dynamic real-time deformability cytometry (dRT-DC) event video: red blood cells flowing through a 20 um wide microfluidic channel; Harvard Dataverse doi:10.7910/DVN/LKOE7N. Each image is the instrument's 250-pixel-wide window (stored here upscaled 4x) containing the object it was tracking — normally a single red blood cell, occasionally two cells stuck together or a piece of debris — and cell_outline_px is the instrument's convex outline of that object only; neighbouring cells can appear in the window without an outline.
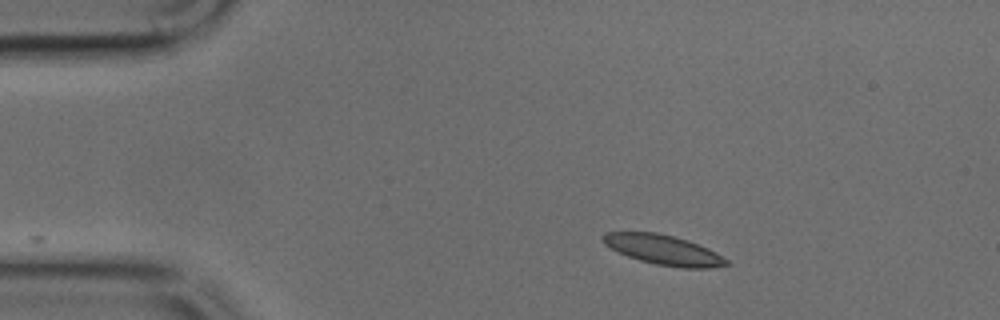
{"species": "common noctule bat (a hibernating species)", "species_latin": "Nyctalus noctula", "temperature_condition": "cold", "stored_images_in_passage": 23, "camera_frame_rate_fps": 3000, "um_per_image_px": 0.085, "animal": {"sex": "male", "body_mass_g": 17.9, "forearm_length_mm": 54.2}, "frame": {"image": 1, "passage_image": 1, "time_ms": 0.0, "image_size_px": [1000, 320], "cell_outline_px": [[732, 264], [708, 268], [680, 268], [656, 264], [640, 260], [628, 256], [604, 244], [600, 236], [604, 232], [656, 232], [688, 240], [708, 248], [716, 252], [728, 260]], "centroid_in_image_um": [56.41, 21.24], "position_along_channel_um": 28.6, "area_um2": 21.44}}
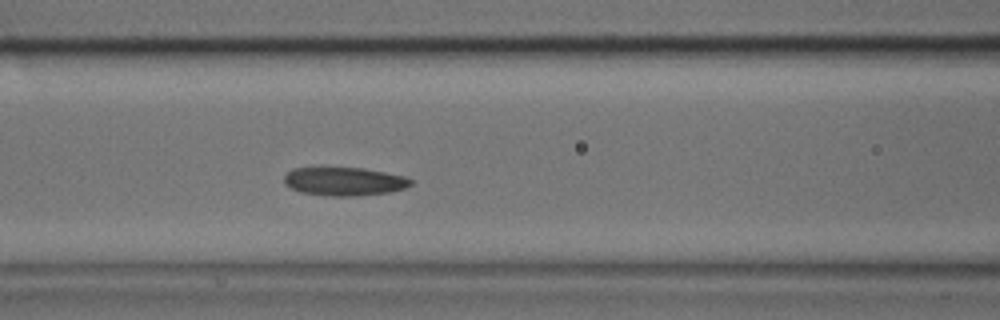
{"frame": {"image": 2, "passage_image": 13, "time_ms": 4.0, "image_size_px": [1000, 320], "cell_outline_px": [[412, 184], [404, 188], [392, 192], [352, 196], [332, 196], [300, 192], [284, 184], [284, 176], [292, 168], [364, 168], [404, 176], [412, 180]], "centroid_in_image_um": [29.26, 15.42], "position_along_channel_um": 137.3, "area_um2": 20.87}}
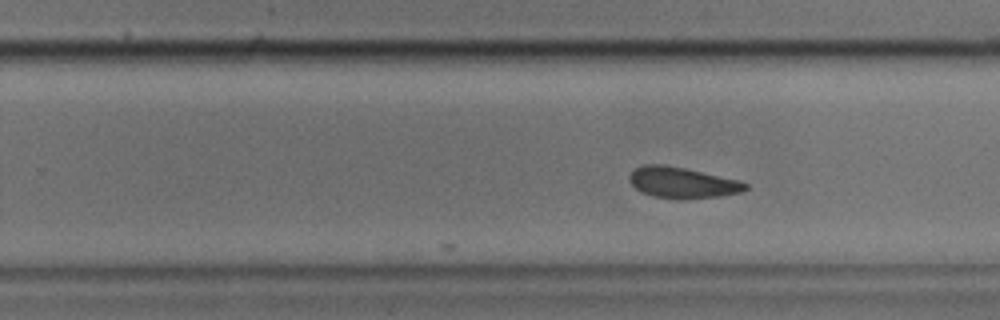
{"frame": {"image": 3, "passage_image": 23, "time_ms": 7.333, "image_size_px": [1000, 320], "cell_outline_px": [[748, 188], [740, 192], [720, 196], [652, 196], [640, 192], [628, 180], [628, 176], [636, 168], [644, 164], [664, 164], [684, 168], [740, 180], [748, 184]], "centroid_in_image_um": [57.97, 15.47], "position_along_channel_um": 271.8, "area_um2": 20.11}}